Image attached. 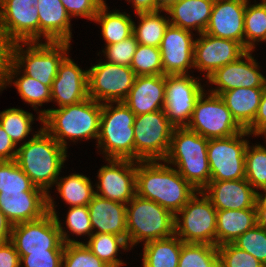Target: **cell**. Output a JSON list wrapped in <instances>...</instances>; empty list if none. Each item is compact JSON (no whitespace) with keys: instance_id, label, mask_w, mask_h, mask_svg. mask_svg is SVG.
<instances>
[{"instance_id":"7dc6e473","label":"cell","mask_w":266,"mask_h":267,"mask_svg":"<svg viewBox=\"0 0 266 267\" xmlns=\"http://www.w3.org/2000/svg\"><path fill=\"white\" fill-rule=\"evenodd\" d=\"M63 251L29 252L20 257V264L24 263V267H62Z\"/></svg>"},{"instance_id":"f907efd6","label":"cell","mask_w":266,"mask_h":267,"mask_svg":"<svg viewBox=\"0 0 266 267\" xmlns=\"http://www.w3.org/2000/svg\"><path fill=\"white\" fill-rule=\"evenodd\" d=\"M0 267H23L14 244L11 241L0 244Z\"/></svg>"},{"instance_id":"484cf974","label":"cell","mask_w":266,"mask_h":267,"mask_svg":"<svg viewBox=\"0 0 266 267\" xmlns=\"http://www.w3.org/2000/svg\"><path fill=\"white\" fill-rule=\"evenodd\" d=\"M39 42H71L70 16L61 0H38Z\"/></svg>"},{"instance_id":"5b68a950","label":"cell","mask_w":266,"mask_h":267,"mask_svg":"<svg viewBox=\"0 0 266 267\" xmlns=\"http://www.w3.org/2000/svg\"><path fill=\"white\" fill-rule=\"evenodd\" d=\"M208 140L186 127H175L169 151L163 160L177 167L178 173L197 191H202L211 179Z\"/></svg>"},{"instance_id":"ee69618b","label":"cell","mask_w":266,"mask_h":267,"mask_svg":"<svg viewBox=\"0 0 266 267\" xmlns=\"http://www.w3.org/2000/svg\"><path fill=\"white\" fill-rule=\"evenodd\" d=\"M220 267H265L253 255L233 243L217 246Z\"/></svg>"},{"instance_id":"816d5d0a","label":"cell","mask_w":266,"mask_h":267,"mask_svg":"<svg viewBox=\"0 0 266 267\" xmlns=\"http://www.w3.org/2000/svg\"><path fill=\"white\" fill-rule=\"evenodd\" d=\"M16 154L17 145L0 126V161H13L16 158Z\"/></svg>"},{"instance_id":"9c48e42d","label":"cell","mask_w":266,"mask_h":267,"mask_svg":"<svg viewBox=\"0 0 266 267\" xmlns=\"http://www.w3.org/2000/svg\"><path fill=\"white\" fill-rule=\"evenodd\" d=\"M202 198H198L199 196ZM217 210L211 200L197 191L175 215V235L184 243H206L216 246Z\"/></svg>"},{"instance_id":"b9f144b4","label":"cell","mask_w":266,"mask_h":267,"mask_svg":"<svg viewBox=\"0 0 266 267\" xmlns=\"http://www.w3.org/2000/svg\"><path fill=\"white\" fill-rule=\"evenodd\" d=\"M62 267H109L85 243L65 244Z\"/></svg>"},{"instance_id":"ab89813d","label":"cell","mask_w":266,"mask_h":267,"mask_svg":"<svg viewBox=\"0 0 266 267\" xmlns=\"http://www.w3.org/2000/svg\"><path fill=\"white\" fill-rule=\"evenodd\" d=\"M43 191L35 187L16 161H0V192Z\"/></svg>"},{"instance_id":"c3c4849f","label":"cell","mask_w":266,"mask_h":267,"mask_svg":"<svg viewBox=\"0 0 266 267\" xmlns=\"http://www.w3.org/2000/svg\"><path fill=\"white\" fill-rule=\"evenodd\" d=\"M70 17H83L93 21L99 8L104 4L102 0H61Z\"/></svg>"},{"instance_id":"2e32d148","label":"cell","mask_w":266,"mask_h":267,"mask_svg":"<svg viewBox=\"0 0 266 267\" xmlns=\"http://www.w3.org/2000/svg\"><path fill=\"white\" fill-rule=\"evenodd\" d=\"M108 164L98 171L95 194L127 204L136 195V161L106 159Z\"/></svg>"},{"instance_id":"1f68e13d","label":"cell","mask_w":266,"mask_h":267,"mask_svg":"<svg viewBox=\"0 0 266 267\" xmlns=\"http://www.w3.org/2000/svg\"><path fill=\"white\" fill-rule=\"evenodd\" d=\"M163 10L155 12L136 13L139 18L138 26L133 24V35L138 44L160 47L162 38L170 24L169 16L160 15Z\"/></svg>"},{"instance_id":"681fc988","label":"cell","mask_w":266,"mask_h":267,"mask_svg":"<svg viewBox=\"0 0 266 267\" xmlns=\"http://www.w3.org/2000/svg\"><path fill=\"white\" fill-rule=\"evenodd\" d=\"M245 130L253 136H260L266 132V84L254 121Z\"/></svg>"},{"instance_id":"8992f818","label":"cell","mask_w":266,"mask_h":267,"mask_svg":"<svg viewBox=\"0 0 266 267\" xmlns=\"http://www.w3.org/2000/svg\"><path fill=\"white\" fill-rule=\"evenodd\" d=\"M48 194V213L34 221L12 226L11 242L19 257L29 252H47V250H64L65 244L84 243L71 239L55 210L54 199Z\"/></svg>"},{"instance_id":"74e56055","label":"cell","mask_w":266,"mask_h":267,"mask_svg":"<svg viewBox=\"0 0 266 267\" xmlns=\"http://www.w3.org/2000/svg\"><path fill=\"white\" fill-rule=\"evenodd\" d=\"M33 121V114L22 109L13 107L0 112V126L16 145L28 137Z\"/></svg>"},{"instance_id":"11a10c76","label":"cell","mask_w":266,"mask_h":267,"mask_svg":"<svg viewBox=\"0 0 266 267\" xmlns=\"http://www.w3.org/2000/svg\"><path fill=\"white\" fill-rule=\"evenodd\" d=\"M259 190L263 191L258 192ZM259 190H256V209H266V186L263 188H260Z\"/></svg>"},{"instance_id":"44dd1931","label":"cell","mask_w":266,"mask_h":267,"mask_svg":"<svg viewBox=\"0 0 266 267\" xmlns=\"http://www.w3.org/2000/svg\"><path fill=\"white\" fill-rule=\"evenodd\" d=\"M88 97V70H82L68 55L59 65L51 87V102L59 107L72 105Z\"/></svg>"},{"instance_id":"d6a6232c","label":"cell","mask_w":266,"mask_h":267,"mask_svg":"<svg viewBox=\"0 0 266 267\" xmlns=\"http://www.w3.org/2000/svg\"><path fill=\"white\" fill-rule=\"evenodd\" d=\"M56 189L66 204L87 206L95 195L91 179L83 174L73 173L66 177H58Z\"/></svg>"},{"instance_id":"db71d44e","label":"cell","mask_w":266,"mask_h":267,"mask_svg":"<svg viewBox=\"0 0 266 267\" xmlns=\"http://www.w3.org/2000/svg\"><path fill=\"white\" fill-rule=\"evenodd\" d=\"M12 224L0 209V244L11 240Z\"/></svg>"},{"instance_id":"3957f363","label":"cell","mask_w":266,"mask_h":267,"mask_svg":"<svg viewBox=\"0 0 266 267\" xmlns=\"http://www.w3.org/2000/svg\"><path fill=\"white\" fill-rule=\"evenodd\" d=\"M102 104L87 98L79 103L39 111L36 120L67 150V141L98 139Z\"/></svg>"},{"instance_id":"60d3db41","label":"cell","mask_w":266,"mask_h":267,"mask_svg":"<svg viewBox=\"0 0 266 267\" xmlns=\"http://www.w3.org/2000/svg\"><path fill=\"white\" fill-rule=\"evenodd\" d=\"M130 67L136 76L163 75L160 48L138 44Z\"/></svg>"},{"instance_id":"5bb4252c","label":"cell","mask_w":266,"mask_h":267,"mask_svg":"<svg viewBox=\"0 0 266 267\" xmlns=\"http://www.w3.org/2000/svg\"><path fill=\"white\" fill-rule=\"evenodd\" d=\"M135 77L129 66L99 61L88 70V97L101 104L123 102Z\"/></svg>"},{"instance_id":"f546056e","label":"cell","mask_w":266,"mask_h":267,"mask_svg":"<svg viewBox=\"0 0 266 267\" xmlns=\"http://www.w3.org/2000/svg\"><path fill=\"white\" fill-rule=\"evenodd\" d=\"M183 243L175 234L168 238L145 243L143 247L142 266L178 267Z\"/></svg>"},{"instance_id":"f1b7e54d","label":"cell","mask_w":266,"mask_h":267,"mask_svg":"<svg viewBox=\"0 0 266 267\" xmlns=\"http://www.w3.org/2000/svg\"><path fill=\"white\" fill-rule=\"evenodd\" d=\"M264 88H235L219 96L231 111L233 118L246 129L257 114Z\"/></svg>"},{"instance_id":"ac0fdd59","label":"cell","mask_w":266,"mask_h":267,"mask_svg":"<svg viewBox=\"0 0 266 267\" xmlns=\"http://www.w3.org/2000/svg\"><path fill=\"white\" fill-rule=\"evenodd\" d=\"M194 41V68L206 72L208 78L216 69L236 61L248 50L239 42L218 38L206 33L198 34Z\"/></svg>"},{"instance_id":"603a6c76","label":"cell","mask_w":266,"mask_h":267,"mask_svg":"<svg viewBox=\"0 0 266 267\" xmlns=\"http://www.w3.org/2000/svg\"><path fill=\"white\" fill-rule=\"evenodd\" d=\"M202 191L216 210H239L256 206V190L245 178L210 181Z\"/></svg>"},{"instance_id":"91938a15","label":"cell","mask_w":266,"mask_h":267,"mask_svg":"<svg viewBox=\"0 0 266 267\" xmlns=\"http://www.w3.org/2000/svg\"><path fill=\"white\" fill-rule=\"evenodd\" d=\"M262 135H264L265 139H266V132H264ZM266 141V140H265ZM266 143V142H265Z\"/></svg>"},{"instance_id":"7402d4cb","label":"cell","mask_w":266,"mask_h":267,"mask_svg":"<svg viewBox=\"0 0 266 267\" xmlns=\"http://www.w3.org/2000/svg\"><path fill=\"white\" fill-rule=\"evenodd\" d=\"M0 209L12 224L34 221L48 213L44 191L0 192Z\"/></svg>"},{"instance_id":"cb8c5ba5","label":"cell","mask_w":266,"mask_h":267,"mask_svg":"<svg viewBox=\"0 0 266 267\" xmlns=\"http://www.w3.org/2000/svg\"><path fill=\"white\" fill-rule=\"evenodd\" d=\"M166 75L136 76L123 101L136 115L164 110Z\"/></svg>"},{"instance_id":"e575fe53","label":"cell","mask_w":266,"mask_h":267,"mask_svg":"<svg viewBox=\"0 0 266 267\" xmlns=\"http://www.w3.org/2000/svg\"><path fill=\"white\" fill-rule=\"evenodd\" d=\"M247 0L244 14V47L255 51L257 42L266 41V3L249 4Z\"/></svg>"},{"instance_id":"83f0119b","label":"cell","mask_w":266,"mask_h":267,"mask_svg":"<svg viewBox=\"0 0 266 267\" xmlns=\"http://www.w3.org/2000/svg\"><path fill=\"white\" fill-rule=\"evenodd\" d=\"M256 224V208L217 210L216 246L233 243Z\"/></svg>"},{"instance_id":"9a60e30c","label":"cell","mask_w":266,"mask_h":267,"mask_svg":"<svg viewBox=\"0 0 266 267\" xmlns=\"http://www.w3.org/2000/svg\"><path fill=\"white\" fill-rule=\"evenodd\" d=\"M198 80L189 74L166 75L164 112L175 127L187 126L199 96L205 91Z\"/></svg>"},{"instance_id":"9f6ffc18","label":"cell","mask_w":266,"mask_h":267,"mask_svg":"<svg viewBox=\"0 0 266 267\" xmlns=\"http://www.w3.org/2000/svg\"><path fill=\"white\" fill-rule=\"evenodd\" d=\"M257 225L266 230V209H256Z\"/></svg>"},{"instance_id":"277c9868","label":"cell","mask_w":266,"mask_h":267,"mask_svg":"<svg viewBox=\"0 0 266 267\" xmlns=\"http://www.w3.org/2000/svg\"><path fill=\"white\" fill-rule=\"evenodd\" d=\"M62 147L43 127L17 148L15 161L35 187L47 195L56 184L67 158Z\"/></svg>"},{"instance_id":"ba28073f","label":"cell","mask_w":266,"mask_h":267,"mask_svg":"<svg viewBox=\"0 0 266 267\" xmlns=\"http://www.w3.org/2000/svg\"><path fill=\"white\" fill-rule=\"evenodd\" d=\"M116 106H113L115 105ZM102 104L97 147L105 159H129L134 161L135 114L124 102Z\"/></svg>"},{"instance_id":"6f0895ef","label":"cell","mask_w":266,"mask_h":267,"mask_svg":"<svg viewBox=\"0 0 266 267\" xmlns=\"http://www.w3.org/2000/svg\"><path fill=\"white\" fill-rule=\"evenodd\" d=\"M174 0H158V2L165 8L170 2Z\"/></svg>"},{"instance_id":"30bf717a","label":"cell","mask_w":266,"mask_h":267,"mask_svg":"<svg viewBox=\"0 0 266 267\" xmlns=\"http://www.w3.org/2000/svg\"><path fill=\"white\" fill-rule=\"evenodd\" d=\"M174 128L164 110L135 116L134 161H163Z\"/></svg>"},{"instance_id":"6da1fadb","label":"cell","mask_w":266,"mask_h":267,"mask_svg":"<svg viewBox=\"0 0 266 267\" xmlns=\"http://www.w3.org/2000/svg\"><path fill=\"white\" fill-rule=\"evenodd\" d=\"M69 47V42L11 44L1 59L0 81H13L23 70L25 75L51 88L60 63L69 54Z\"/></svg>"},{"instance_id":"52a82bcc","label":"cell","mask_w":266,"mask_h":267,"mask_svg":"<svg viewBox=\"0 0 266 267\" xmlns=\"http://www.w3.org/2000/svg\"><path fill=\"white\" fill-rule=\"evenodd\" d=\"M174 219L175 215L158 203L135 195L126 204L127 242L130 249L142 241L145 244L173 236Z\"/></svg>"},{"instance_id":"bcb514c9","label":"cell","mask_w":266,"mask_h":267,"mask_svg":"<svg viewBox=\"0 0 266 267\" xmlns=\"http://www.w3.org/2000/svg\"><path fill=\"white\" fill-rule=\"evenodd\" d=\"M66 217V227L72 234L88 235V237L93 234L88 206L69 207Z\"/></svg>"},{"instance_id":"d6986e66","label":"cell","mask_w":266,"mask_h":267,"mask_svg":"<svg viewBox=\"0 0 266 267\" xmlns=\"http://www.w3.org/2000/svg\"><path fill=\"white\" fill-rule=\"evenodd\" d=\"M192 32L169 24L160 45L163 75L188 74L194 68Z\"/></svg>"},{"instance_id":"4dcf8cb0","label":"cell","mask_w":266,"mask_h":267,"mask_svg":"<svg viewBox=\"0 0 266 267\" xmlns=\"http://www.w3.org/2000/svg\"><path fill=\"white\" fill-rule=\"evenodd\" d=\"M107 9V4L104 3L93 20L101 26L105 45L115 44L132 36L134 21L130 15L121 13L119 10L109 12Z\"/></svg>"},{"instance_id":"d4e9b609","label":"cell","mask_w":266,"mask_h":267,"mask_svg":"<svg viewBox=\"0 0 266 267\" xmlns=\"http://www.w3.org/2000/svg\"><path fill=\"white\" fill-rule=\"evenodd\" d=\"M93 233H108L127 240L126 204L94 195L87 205Z\"/></svg>"},{"instance_id":"ffe728a7","label":"cell","mask_w":266,"mask_h":267,"mask_svg":"<svg viewBox=\"0 0 266 267\" xmlns=\"http://www.w3.org/2000/svg\"><path fill=\"white\" fill-rule=\"evenodd\" d=\"M246 3L247 0H215L204 33L237 41L244 46Z\"/></svg>"},{"instance_id":"7bdbcfd3","label":"cell","mask_w":266,"mask_h":267,"mask_svg":"<svg viewBox=\"0 0 266 267\" xmlns=\"http://www.w3.org/2000/svg\"><path fill=\"white\" fill-rule=\"evenodd\" d=\"M233 244L247 251L266 267V230L257 224L239 236Z\"/></svg>"},{"instance_id":"f6af8a7d","label":"cell","mask_w":266,"mask_h":267,"mask_svg":"<svg viewBox=\"0 0 266 267\" xmlns=\"http://www.w3.org/2000/svg\"><path fill=\"white\" fill-rule=\"evenodd\" d=\"M137 46L138 42L132 35L118 43L106 45L102 52L107 62L130 67Z\"/></svg>"},{"instance_id":"836d02e7","label":"cell","mask_w":266,"mask_h":267,"mask_svg":"<svg viewBox=\"0 0 266 267\" xmlns=\"http://www.w3.org/2000/svg\"><path fill=\"white\" fill-rule=\"evenodd\" d=\"M85 245L109 267L125 265L120 258H117V253L119 249L128 251L130 248L124 237L108 233H93Z\"/></svg>"},{"instance_id":"f35d334b","label":"cell","mask_w":266,"mask_h":267,"mask_svg":"<svg viewBox=\"0 0 266 267\" xmlns=\"http://www.w3.org/2000/svg\"><path fill=\"white\" fill-rule=\"evenodd\" d=\"M249 144L245 151V179L258 190L266 186V147Z\"/></svg>"},{"instance_id":"e0dca14e","label":"cell","mask_w":266,"mask_h":267,"mask_svg":"<svg viewBox=\"0 0 266 267\" xmlns=\"http://www.w3.org/2000/svg\"><path fill=\"white\" fill-rule=\"evenodd\" d=\"M253 51H247L239 59L216 69L207 80L217 88L209 92L220 95L235 88H264L266 77L259 72L260 66L252 57Z\"/></svg>"},{"instance_id":"8d00e7d4","label":"cell","mask_w":266,"mask_h":267,"mask_svg":"<svg viewBox=\"0 0 266 267\" xmlns=\"http://www.w3.org/2000/svg\"><path fill=\"white\" fill-rule=\"evenodd\" d=\"M178 267H220L217 246L206 243H183Z\"/></svg>"},{"instance_id":"d590c367","label":"cell","mask_w":266,"mask_h":267,"mask_svg":"<svg viewBox=\"0 0 266 267\" xmlns=\"http://www.w3.org/2000/svg\"><path fill=\"white\" fill-rule=\"evenodd\" d=\"M14 84L21 99L31 105L36 111L43 103L51 102V88L39 80L29 77L22 72V76L13 81H0V92L7 85Z\"/></svg>"},{"instance_id":"8fae6325","label":"cell","mask_w":266,"mask_h":267,"mask_svg":"<svg viewBox=\"0 0 266 267\" xmlns=\"http://www.w3.org/2000/svg\"><path fill=\"white\" fill-rule=\"evenodd\" d=\"M38 0H0V44L39 42Z\"/></svg>"},{"instance_id":"7a4b0ae2","label":"cell","mask_w":266,"mask_h":267,"mask_svg":"<svg viewBox=\"0 0 266 267\" xmlns=\"http://www.w3.org/2000/svg\"><path fill=\"white\" fill-rule=\"evenodd\" d=\"M161 162L136 161V195L152 200L176 215L197 190L176 168Z\"/></svg>"},{"instance_id":"4fadbf2b","label":"cell","mask_w":266,"mask_h":267,"mask_svg":"<svg viewBox=\"0 0 266 267\" xmlns=\"http://www.w3.org/2000/svg\"><path fill=\"white\" fill-rule=\"evenodd\" d=\"M249 135L251 134L244 129L230 137L208 140L207 158L211 171L210 181L245 178V151L249 143L245 136Z\"/></svg>"},{"instance_id":"680465c9","label":"cell","mask_w":266,"mask_h":267,"mask_svg":"<svg viewBox=\"0 0 266 267\" xmlns=\"http://www.w3.org/2000/svg\"><path fill=\"white\" fill-rule=\"evenodd\" d=\"M4 51L5 49L2 47V45H0V74H1V59L4 56Z\"/></svg>"},{"instance_id":"7c38bea8","label":"cell","mask_w":266,"mask_h":267,"mask_svg":"<svg viewBox=\"0 0 266 267\" xmlns=\"http://www.w3.org/2000/svg\"><path fill=\"white\" fill-rule=\"evenodd\" d=\"M207 94L203 92L199 96L186 128L207 139L225 138L242 132L244 129L233 118L221 97L211 92Z\"/></svg>"},{"instance_id":"4316f807","label":"cell","mask_w":266,"mask_h":267,"mask_svg":"<svg viewBox=\"0 0 266 267\" xmlns=\"http://www.w3.org/2000/svg\"><path fill=\"white\" fill-rule=\"evenodd\" d=\"M215 0H174L163 11L169 14L170 24L186 30L204 33Z\"/></svg>"},{"instance_id":"f5cc1de1","label":"cell","mask_w":266,"mask_h":267,"mask_svg":"<svg viewBox=\"0 0 266 267\" xmlns=\"http://www.w3.org/2000/svg\"><path fill=\"white\" fill-rule=\"evenodd\" d=\"M132 2L136 13L140 12H155L163 10L164 7L158 2V0H127Z\"/></svg>"}]
</instances>
